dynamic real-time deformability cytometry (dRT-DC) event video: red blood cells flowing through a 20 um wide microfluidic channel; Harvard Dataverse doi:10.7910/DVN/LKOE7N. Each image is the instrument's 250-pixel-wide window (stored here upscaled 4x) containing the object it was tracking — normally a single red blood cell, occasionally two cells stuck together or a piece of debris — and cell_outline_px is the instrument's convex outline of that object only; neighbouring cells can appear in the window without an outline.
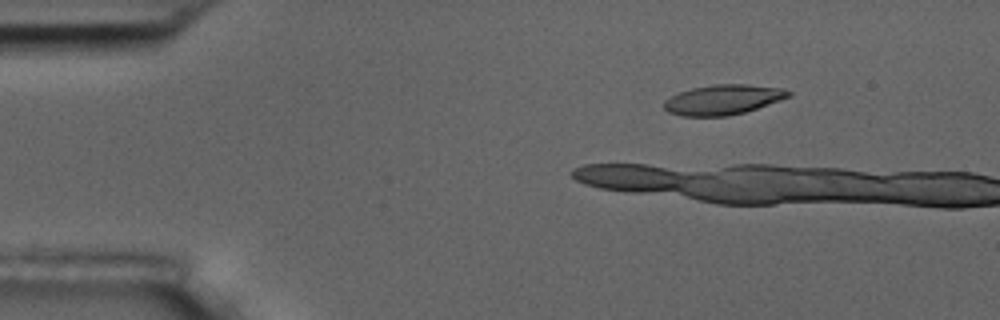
{"species": "common noctule bat (a hibernating species)", "species_latin": "Nyctalus noctula", "temperature_condition": "room temperature", "stored_images_in_passage": 6, "camera_frame_rate_fps": 3000, "um_per_image_px": 0.085, "animal": {"sex": "male", "body_mass_g": 17.5, "forearm_length_mm": 52.3}, "frame": {"image": 1, "passage_image": 3, "time_ms": 2.333, "image_size_px": [1000, 320], "cell_outline_px": [[792, 96], [744, 112], [728, 116], [680, 116], [668, 112], [664, 108], [664, 100], [680, 92], [692, 88], [716, 84], [744, 84], [784, 88], [792, 92]], "centroid_in_image_um": [61.47, 8.47], "position_along_channel_um": 23.5, "area_um2": 21.68}}